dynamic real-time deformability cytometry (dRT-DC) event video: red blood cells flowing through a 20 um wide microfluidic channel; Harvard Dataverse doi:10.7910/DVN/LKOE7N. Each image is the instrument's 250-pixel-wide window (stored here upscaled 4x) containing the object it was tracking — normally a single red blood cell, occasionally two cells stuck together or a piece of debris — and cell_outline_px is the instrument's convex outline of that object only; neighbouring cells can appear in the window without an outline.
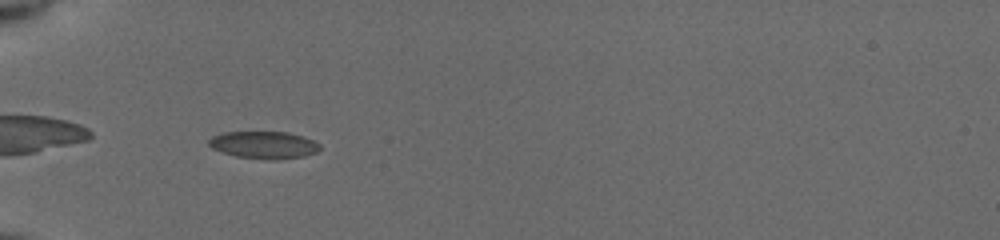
{"species": "common noctule bat (a hibernating species)", "species_latin": "Nyctalus noctula", "temperature_condition": "cold", "stored_images_in_passage": 37, "camera_frame_rate_fps": 3000, "um_per_image_px": 0.085, "animal": {"sex": "female", "body_mass_g": 19.5, "forearm_length_mm": 54.1}, "frame": {"image": 1, "passage_image": 2, "time_ms": 0.333, "image_size_px": [1000, 240], "cell_outline_px": [[320, 148], [316, 152], [304, 156], [276, 160], [236, 156], [212, 148], [208, 144], [208, 140], [212, 136], [224, 132], [288, 132], [312, 140], [320, 144]], "centroid_in_image_um": [22.42, 12.31], "position_along_channel_um": 62.6, "area_um2": 17.46}}
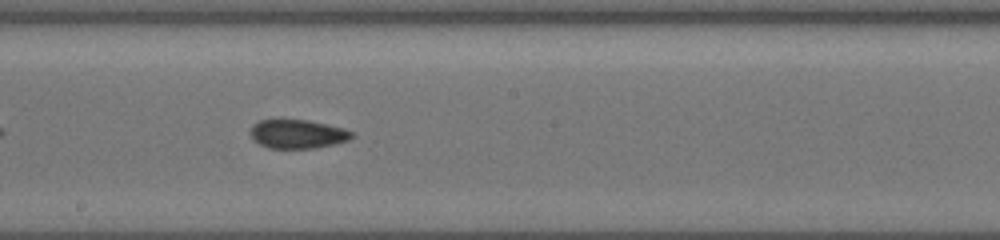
{"frame": {"image": 2, "passage_image": 15, "time_ms": 4.667, "image_size_px": [1000, 240], "cell_outline_px": [[352, 136], [348, 140], [316, 148], [268, 148], [260, 144], [252, 136], [252, 124], [260, 120], [308, 120], [344, 128], [352, 132]], "centroid_in_image_um": [25.3, 11.39], "position_along_channel_um": 222.9, "area_um2": 16.7}}
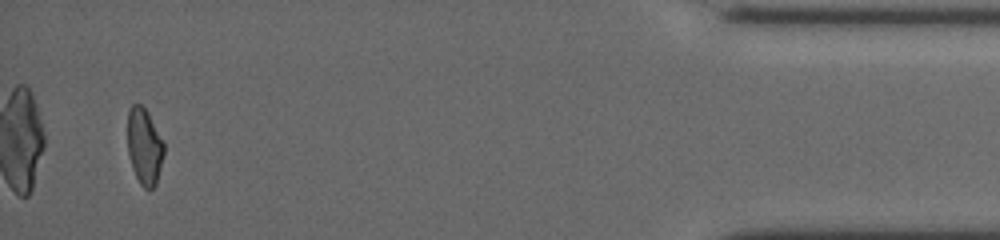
{"frame": {"image": 3, "passage_image": 35, "time_ms": 11.333, "image_size_px": [1000, 240], "cell_outline_px": [[164, 152], [156, 184], [148, 192], [140, 184], [132, 168], [128, 152], [128, 108], [132, 104], [140, 104], [148, 112], [164, 144]], "centroid_in_image_um": [12.26, 12.46], "position_along_channel_um": 422.9, "area_um2": 16.13}, "authors_computed_cell_mechanics": {"area_um2": 16.9932, "velocity_mm_per_s": 3.9317, "shape_relaxation_time_tau1_ms": 10.2322, "shape_relaxation_time_tau2_ms": 3.1958, "deformation_change_tau1": 0.1762, "deformation_change_tau2": 0.0851}}